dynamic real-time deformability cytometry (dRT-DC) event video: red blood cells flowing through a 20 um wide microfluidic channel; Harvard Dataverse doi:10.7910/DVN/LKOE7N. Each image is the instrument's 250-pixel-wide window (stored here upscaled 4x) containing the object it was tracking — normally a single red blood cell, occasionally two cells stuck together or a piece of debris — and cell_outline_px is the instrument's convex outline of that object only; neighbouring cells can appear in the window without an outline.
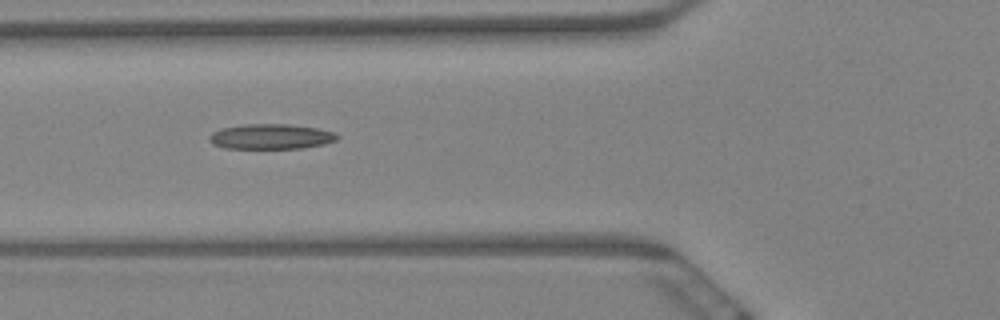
{"species": "Egyptian fruit bat (a non-hibernating species)", "species_latin": "Rousettus aegyptiacus", "temperature_condition": "warm", "stored_images_in_passage": 9, "camera_frame_rate_fps": 3000, "um_per_image_px": 0.085, "animal": {"sex": "female"}, "frame": {"image": 1, "passage_image": 7, "time_ms": 2.0, "image_size_px": [1000, 320], "cell_outline_px": [[340, 136], [336, 140], [324, 144], [300, 148], [224, 148], [212, 144], [208, 140], [208, 136], [212, 132], [220, 128], [244, 124], [288, 124], [316, 128], [332, 132]], "centroid_in_image_um": [22.97, 11.6], "position_along_channel_um": 102.8, "area_um2": 18.73}}
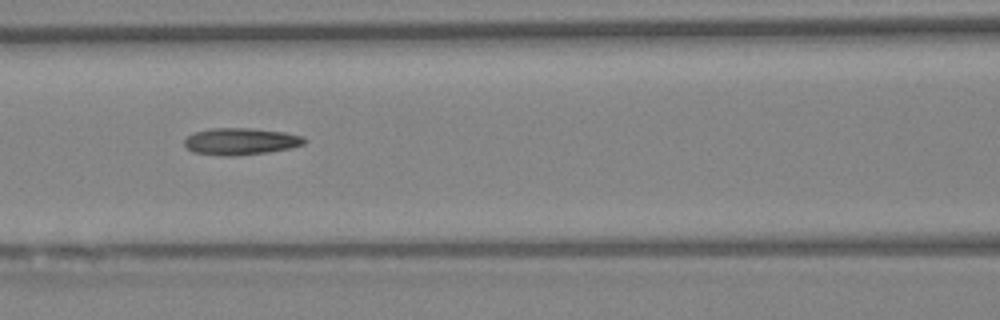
{"frame": {"image": 2, "passage_image": 8, "time_ms": 2.333, "image_size_px": [1000, 320], "cell_outline_px": [[308, 140], [304, 144], [292, 148], [268, 152], [232, 156], [224, 156], [192, 152], [184, 144], [184, 140], [188, 136], [196, 132], [212, 128], [252, 128], [284, 132], [304, 136]], "centroid_in_image_um": [20.5, 12.02], "position_along_channel_um": 146.1, "area_um2": 18.84}}
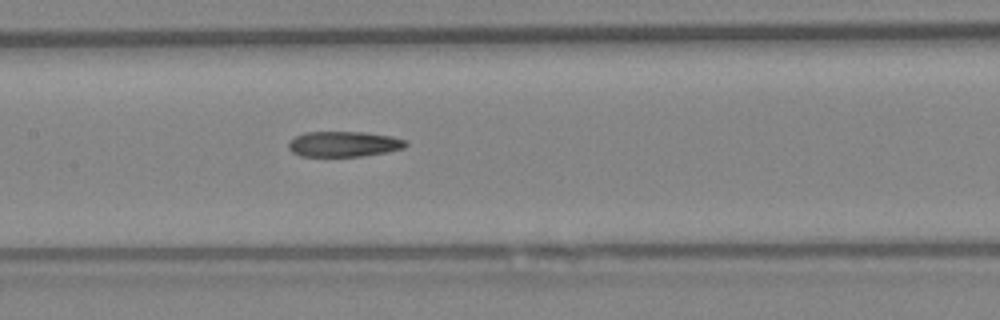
{"frame": {"image": 3, "passage_image": 9, "time_ms": 2.667, "image_size_px": [1000, 320], "cell_outline_px": [[408, 144], [404, 148], [384, 152], [360, 156], [300, 156], [292, 152], [288, 148], [288, 144], [296, 136], [304, 132], [364, 132], [392, 136], [408, 140]], "centroid_in_image_um": [29.24, 12.24], "position_along_channel_um": 178.2, "area_um2": 17.34}}